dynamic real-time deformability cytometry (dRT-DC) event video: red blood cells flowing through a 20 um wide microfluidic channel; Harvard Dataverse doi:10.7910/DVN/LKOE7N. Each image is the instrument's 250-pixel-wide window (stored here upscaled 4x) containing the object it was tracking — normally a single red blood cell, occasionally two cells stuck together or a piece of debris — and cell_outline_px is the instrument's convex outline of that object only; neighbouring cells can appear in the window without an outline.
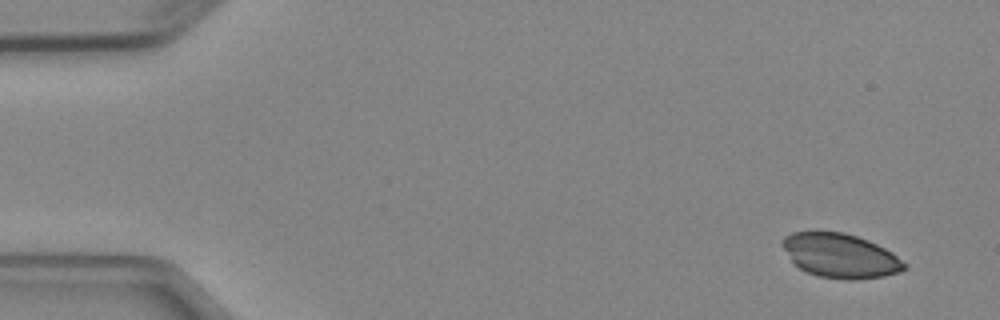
{"species": "Egyptian fruit bat (a non-hibernating species)", "species_latin": "Rousettus aegyptiacus", "temperature_condition": "cold", "stored_images_in_passage": 7, "camera_frame_rate_fps": 3000, "um_per_image_px": 0.085, "animal": {"sex": "female"}, "frame": {"image": 1, "passage_image": 1, "time_ms": 0.0, "image_size_px": [1000, 320], "cell_outline_px": [[908, 264], [900, 272], [884, 276], [856, 280], [848, 280], [816, 276], [800, 268], [792, 260], [780, 244], [784, 236], [792, 232], [844, 232], [868, 240], [892, 252]], "centroid_in_image_um": [71.44, 21.74], "position_along_channel_um": 13.6, "area_um2": 31.39}}